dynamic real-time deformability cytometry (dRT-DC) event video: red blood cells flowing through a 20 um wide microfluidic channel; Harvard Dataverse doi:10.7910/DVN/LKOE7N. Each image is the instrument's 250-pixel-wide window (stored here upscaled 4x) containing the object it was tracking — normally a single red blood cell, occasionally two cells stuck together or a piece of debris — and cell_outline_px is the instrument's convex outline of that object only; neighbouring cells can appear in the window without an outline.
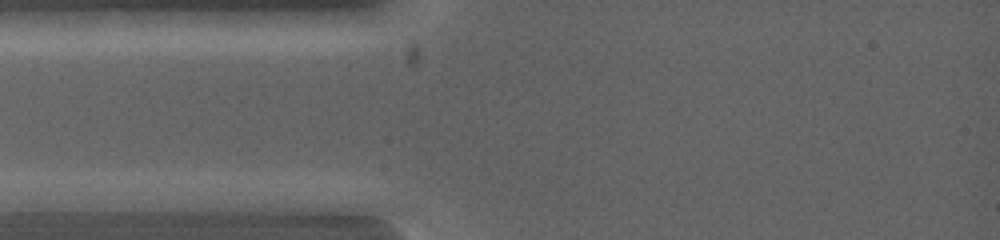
{"species": "common noctule bat (a hibernating species)", "species_latin": "Nyctalus noctula", "temperature_condition": "warm", "stored_images_in_passage": 2, "camera_frame_rate_fps": 5000, "um_per_image_px": 0.085, "animal": {"sex": "female", "body_mass_g": 19.0, "forearm_length_mm": 53.3}, "frame": {"image": 1, "passage_image": 1, "time_ms": 0.0, "image_size_px": [1000, 240], "cell_outline_px": [[124, 200], [112, 212], [16, 212], [12, 200], [20, 192], [104, 192]], "centroid_in_image_um": [5.58, 17.18], "position_along_channel_um": 79.4, "area_um2": 14.68}}